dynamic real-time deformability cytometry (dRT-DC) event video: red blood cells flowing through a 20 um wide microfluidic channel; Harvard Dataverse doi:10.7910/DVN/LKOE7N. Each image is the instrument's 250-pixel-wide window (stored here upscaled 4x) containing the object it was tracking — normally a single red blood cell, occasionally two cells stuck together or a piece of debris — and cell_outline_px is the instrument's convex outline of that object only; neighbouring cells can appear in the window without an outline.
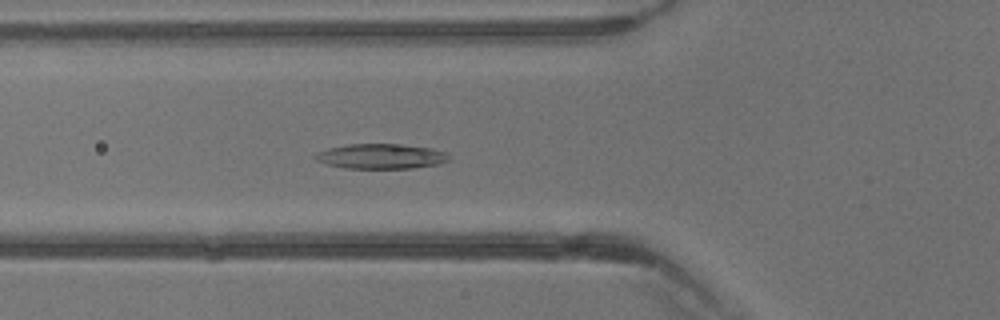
{"species": "common noctule bat (a hibernating species)", "species_latin": "Nyctalus noctula", "temperature_condition": "warm", "stored_images_in_passage": 30, "camera_frame_rate_fps": 3000, "um_per_image_px": 0.085, "animal": {"sex": "male", "body_mass_g": 13.3}, "frame": {"image": 1, "passage_image": 15, "time_ms": 4.667, "image_size_px": [1000, 320], "cell_outline_px": [[448, 160], [436, 164], [412, 168], [348, 168], [328, 164], [316, 160], [312, 156], [328, 148], [348, 144], [396, 144], [432, 148], [444, 152], [448, 156]], "centroid_in_image_um": [32.36, 13.28], "position_along_channel_um": 93.4, "area_um2": 19.07}}
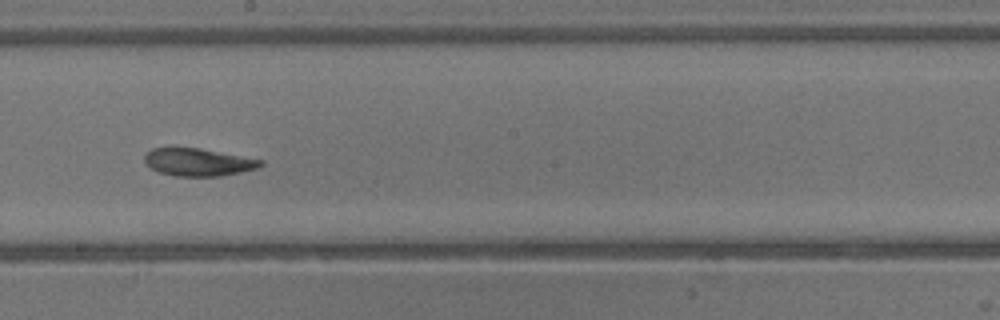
{"frame": {"image": 2, "passage_image": 23, "time_ms": 7.333, "image_size_px": [1000, 320], "cell_outline_px": [[264, 164], [260, 168], [220, 176], [176, 176], [160, 172], [144, 164], [144, 156], [152, 148], [172, 144], [200, 148], [264, 160]], "centroid_in_image_um": [16.8, 13.74], "position_along_channel_um": 231.4, "area_um2": 19.36}}
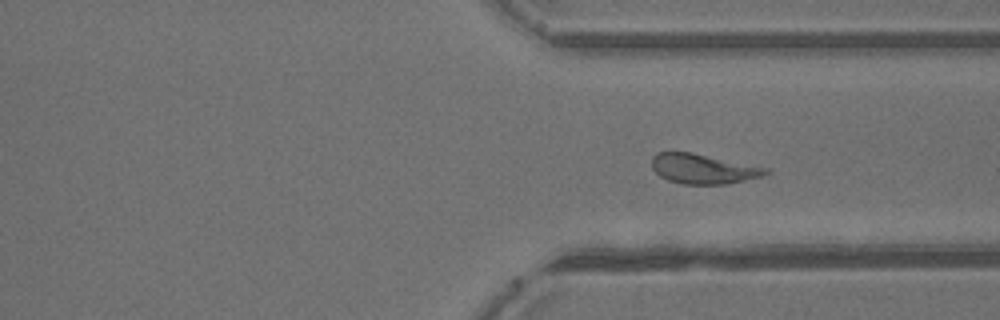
{"frame": {"image": 3, "passage_image": 30, "time_ms": 9.667, "image_size_px": [1000, 320], "cell_outline_px": [[768, 172], [764, 176], [728, 184], [684, 184], [668, 180], [660, 176], [652, 168], [652, 156], [656, 152], [692, 152], [768, 168]], "centroid_in_image_um": [59.76, 14.35], "position_along_channel_um": 351.6, "area_um2": 19.77}}